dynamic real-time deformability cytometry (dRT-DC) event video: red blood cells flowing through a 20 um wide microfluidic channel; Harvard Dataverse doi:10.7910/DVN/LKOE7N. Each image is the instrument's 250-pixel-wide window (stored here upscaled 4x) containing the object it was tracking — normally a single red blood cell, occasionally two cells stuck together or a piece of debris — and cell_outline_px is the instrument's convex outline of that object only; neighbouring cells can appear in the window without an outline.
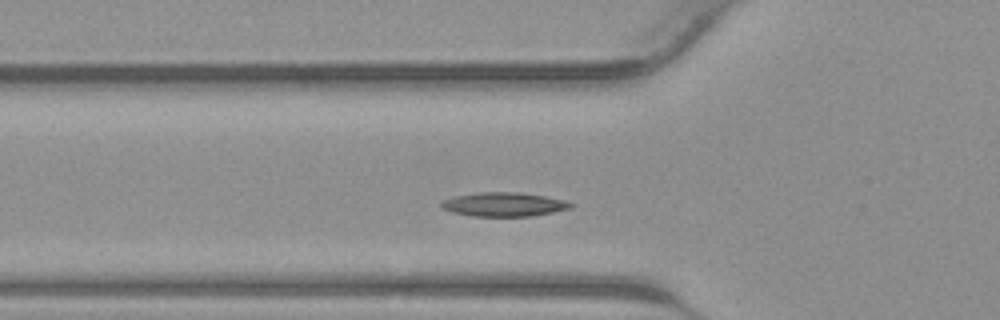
{"species": "common noctule bat (a hibernating species)", "species_latin": "Nyctalus noctula", "temperature_condition": "warm", "stored_images_in_passage": 38, "camera_frame_rate_fps": 3000, "um_per_image_px": 0.085, "animal": {"sex": "male", "body_mass_g": 23.1, "forearm_length_mm": 52.7}, "frame": {"image": 1, "passage_image": 9, "time_ms": 2.667, "image_size_px": [1000, 320], "cell_outline_px": [[576, 204], [572, 208], [532, 216], [472, 216], [452, 212], [440, 208], [440, 204], [444, 200], [456, 196], [476, 192], [516, 192], [544, 196], [564, 200]], "centroid_in_image_um": [42.83, 17.37], "position_along_channel_um": 83.0, "area_um2": 18.09}}
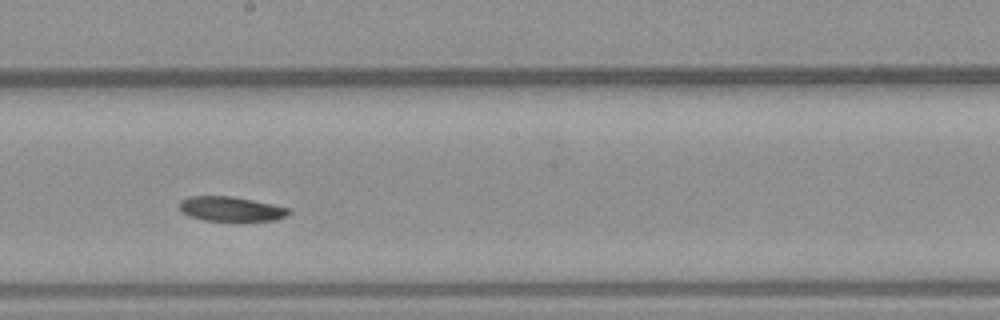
{"frame": {"image": 2, "passage_image": 18, "time_ms": 5.667, "image_size_px": [1000, 320], "cell_outline_px": [[292, 212], [276, 220], [204, 220], [188, 216], [180, 208], [180, 200], [188, 196], [232, 196], [272, 204], [288, 208]], "centroid_in_image_um": [19.6, 17.74], "position_along_channel_um": 228.6, "area_um2": 15.43}}
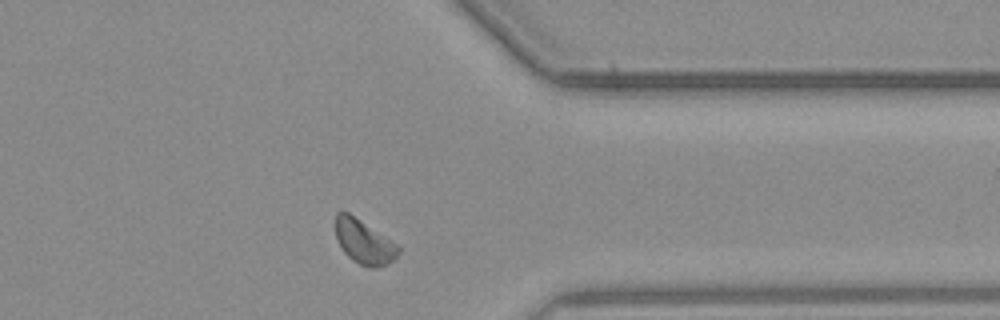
{"frame": {"image": 3, "passage_image": 28, "time_ms": 9.0, "image_size_px": [1000, 320], "cell_outline_px": [[400, 252], [388, 264], [380, 268], [372, 268], [360, 264], [352, 260], [340, 248], [336, 240], [336, 212], [348, 212], [392, 240], [400, 248]], "centroid_in_image_um": [30.94, 20.58], "position_along_channel_um": 380.5, "area_um2": 16.18}}